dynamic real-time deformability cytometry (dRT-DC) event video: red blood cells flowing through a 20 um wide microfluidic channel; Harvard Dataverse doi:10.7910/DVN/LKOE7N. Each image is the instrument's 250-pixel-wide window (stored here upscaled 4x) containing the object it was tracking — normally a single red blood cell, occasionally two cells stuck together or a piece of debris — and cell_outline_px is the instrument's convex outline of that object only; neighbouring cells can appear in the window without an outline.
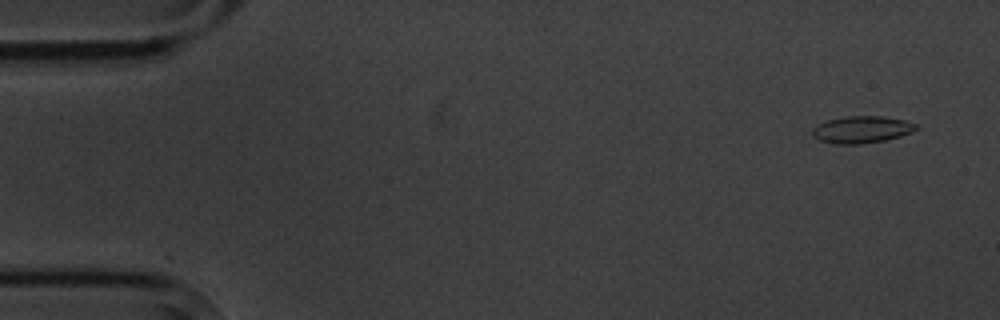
{"species": "common noctule bat (a hibernating species)", "species_latin": "Nyctalus noctula", "temperature_condition": "cold", "stored_images_in_passage": 6, "camera_frame_rate_fps": 3000, "um_per_image_px": 0.085, "animal": {"sex": "male", "body_mass_g": 20.1, "forearm_length_mm": 53.5}, "frame": {"image": 1, "passage_image": 1, "time_ms": 0.0, "image_size_px": [1000, 320], "cell_outline_px": [[920, 128], [912, 132], [900, 136], [884, 140], [860, 144], [836, 144], [820, 140], [812, 136], [812, 128], [816, 124], [828, 120], [848, 116], [884, 116], [904, 120], [916, 124]], "centroid_in_image_um": [73.24, 11.01], "position_along_channel_um": 11.8, "area_um2": 16.36}}
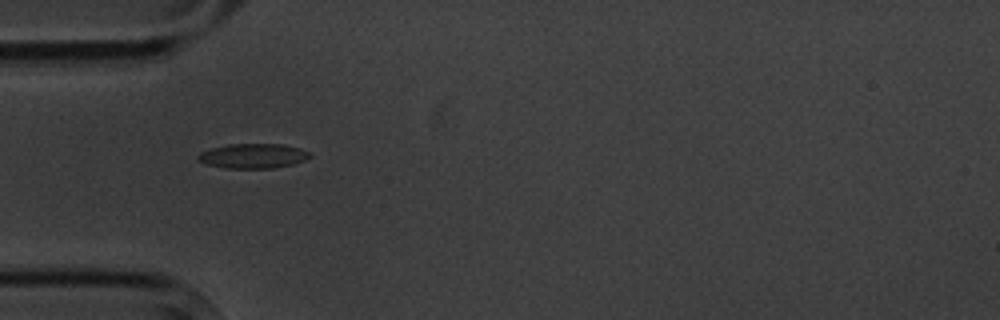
{"frame": {"image": 2, "passage_image": 5, "time_ms": 4.667, "image_size_px": [1000, 320], "cell_outline_px": [[312, 156], [304, 160], [292, 164], [272, 168], [224, 168], [204, 164], [196, 160], [196, 156], [200, 152], [212, 148], [228, 144], [284, 144], [300, 148], [308, 152]], "centroid_in_image_um": [21.46, 13.25], "position_along_channel_um": 63.5, "area_um2": 16.18}}
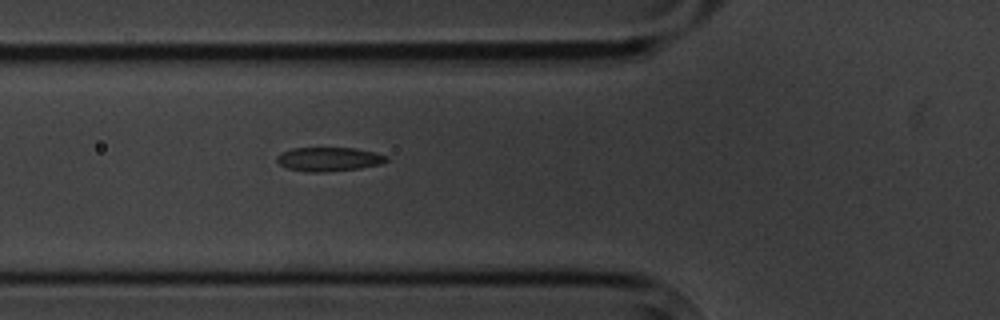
{"frame": {"image": 3, "passage_image": 6, "time_ms": 5.667, "image_size_px": [1000, 320], "cell_outline_px": [[388, 160], [380, 164], [360, 168], [324, 172], [308, 172], [288, 168], [280, 164], [276, 160], [276, 156], [280, 152], [292, 148], [356, 148], [388, 156]], "centroid_in_image_um": [27.92, 13.53], "position_along_channel_um": 97.9, "area_um2": 15.26}}